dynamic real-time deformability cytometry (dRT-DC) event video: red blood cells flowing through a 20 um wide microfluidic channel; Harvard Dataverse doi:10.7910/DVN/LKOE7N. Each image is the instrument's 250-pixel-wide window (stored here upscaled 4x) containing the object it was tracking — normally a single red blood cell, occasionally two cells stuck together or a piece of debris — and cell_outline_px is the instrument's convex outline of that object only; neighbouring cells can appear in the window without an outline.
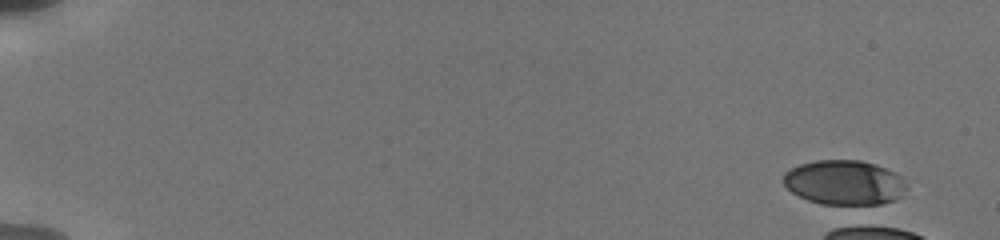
{"species": "human", "species_latin": "Homo sapiens", "temperature_condition": "cold", "stored_images_in_passage": 1, "camera_frame_rate_fps": 3000, "um_per_image_px": 0.085, "donor": {"sex": "male"}, "frame": {"image": 1, "passage_image": 1, "time_ms": 0.0, "image_size_px": [1000, 240], "cell_outline_px": [[908, 188], [896, 200], [880, 204], [820, 204], [808, 200], [792, 192], [784, 184], [784, 172], [800, 164], [816, 160], [860, 160], [876, 164], [896, 172], [904, 176]], "centroid_in_image_um": [71.83, 15.51], "position_along_channel_um": 13.2, "area_um2": 32.31}}